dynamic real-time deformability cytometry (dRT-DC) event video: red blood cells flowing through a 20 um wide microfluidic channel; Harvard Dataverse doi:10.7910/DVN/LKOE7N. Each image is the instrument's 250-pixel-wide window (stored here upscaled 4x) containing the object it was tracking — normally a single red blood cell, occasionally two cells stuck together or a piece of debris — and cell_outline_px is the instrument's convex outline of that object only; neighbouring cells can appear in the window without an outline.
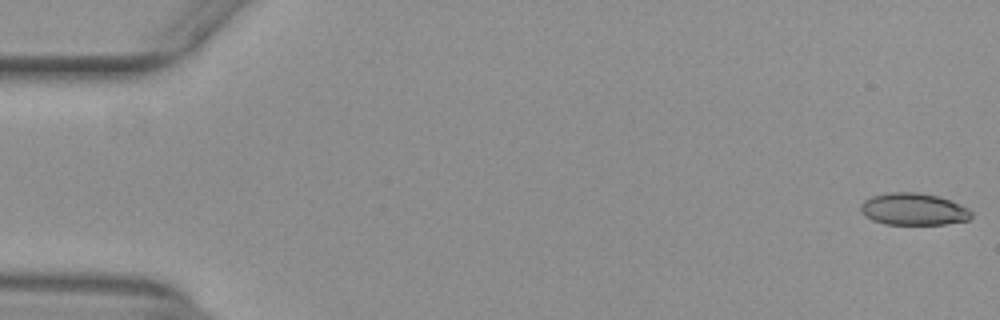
{"species": "common noctule bat (a hibernating species)", "species_latin": "Nyctalus noctula", "temperature_condition": "warm", "stored_images_in_passage": 52, "camera_frame_rate_fps": 3000, "um_per_image_px": 0.085, "animal": {"sex": "female", "body_mass_g": 29.2, "forearm_length_mm": 56.3}, "frame": {"image": 1, "passage_image": 1, "time_ms": 0.0, "image_size_px": [1000, 320], "cell_outline_px": [[972, 216], [968, 220], [944, 224], [884, 224], [872, 220], [864, 216], [860, 212], [860, 204], [864, 200], [872, 196], [888, 192], [920, 192], [940, 196], [952, 200], [968, 208], [972, 212]], "centroid_in_image_um": [77.64, 17.77], "position_along_channel_um": 7.4, "area_um2": 20.98}}
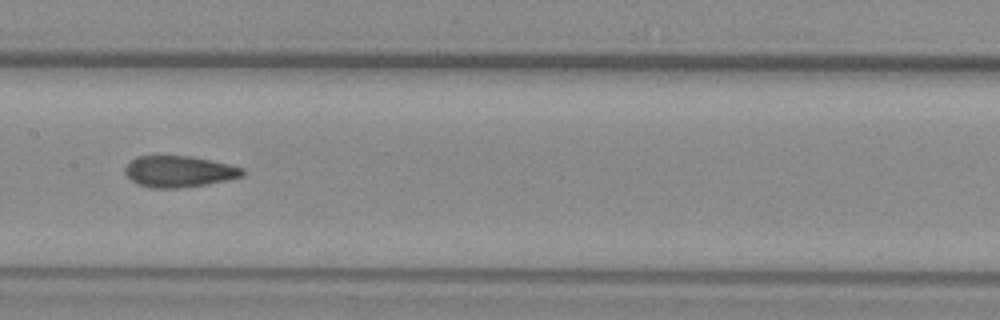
{"frame": {"image": 2, "passage_image": 27, "time_ms": 8.667, "image_size_px": [1000, 320], "cell_outline_px": [[244, 176], [228, 180], [208, 184], [176, 188], [152, 188], [136, 184], [124, 172], [124, 168], [136, 156], [188, 156], [228, 164], [244, 168]], "centroid_in_image_um": [15.21, 14.59], "position_along_channel_um": 192.2, "area_um2": 21.33}}
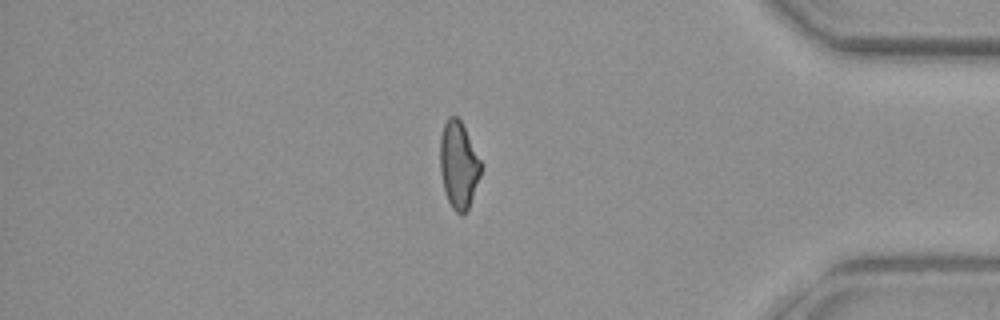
{"frame": {"image": 3, "passage_image": 45, "time_ms": 14.667, "image_size_px": [1000, 320], "cell_outline_px": [[484, 164], [480, 176], [468, 208], [460, 216], [452, 208], [444, 192], [440, 172], [440, 136], [444, 124], [448, 116], [456, 116], [460, 120]], "centroid_in_image_um": [38.99, 14.01], "position_along_channel_um": 396.2, "area_um2": 20.92}}